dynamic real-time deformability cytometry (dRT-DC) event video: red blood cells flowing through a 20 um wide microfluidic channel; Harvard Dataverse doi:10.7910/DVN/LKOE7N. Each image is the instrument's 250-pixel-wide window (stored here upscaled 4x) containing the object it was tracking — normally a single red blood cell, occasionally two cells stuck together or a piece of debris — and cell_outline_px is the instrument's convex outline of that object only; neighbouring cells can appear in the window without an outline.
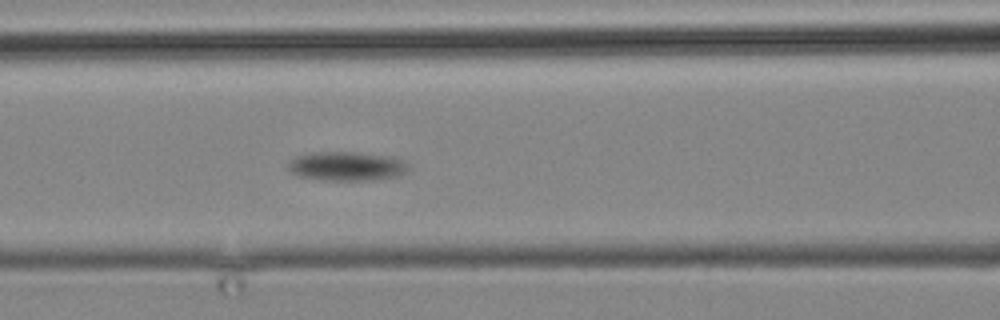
{"species": "common noctule bat (a hibernating species)", "species_latin": "Nyctalus noctula", "temperature_condition": "cold", "stored_images_in_passage": 14, "camera_frame_rate_fps": 3000, "um_per_image_px": 0.085, "animal": {"sex": "male", "body_mass_g": 19.2, "forearm_length_mm": 51.8}, "frame": {"image": 1, "passage_image": 14, "time_ms": 16.333, "image_size_px": [1000, 320], "cell_outline_px": [[408, 168], [400, 176], [368, 180], [324, 180], [296, 176], [288, 168], [288, 164], [296, 156], [312, 152], [352, 152], [384, 156], [404, 160], [408, 164]], "centroid_in_image_um": [29.44, 14.13], "position_along_channel_um": 137.2, "area_um2": 20.17}}